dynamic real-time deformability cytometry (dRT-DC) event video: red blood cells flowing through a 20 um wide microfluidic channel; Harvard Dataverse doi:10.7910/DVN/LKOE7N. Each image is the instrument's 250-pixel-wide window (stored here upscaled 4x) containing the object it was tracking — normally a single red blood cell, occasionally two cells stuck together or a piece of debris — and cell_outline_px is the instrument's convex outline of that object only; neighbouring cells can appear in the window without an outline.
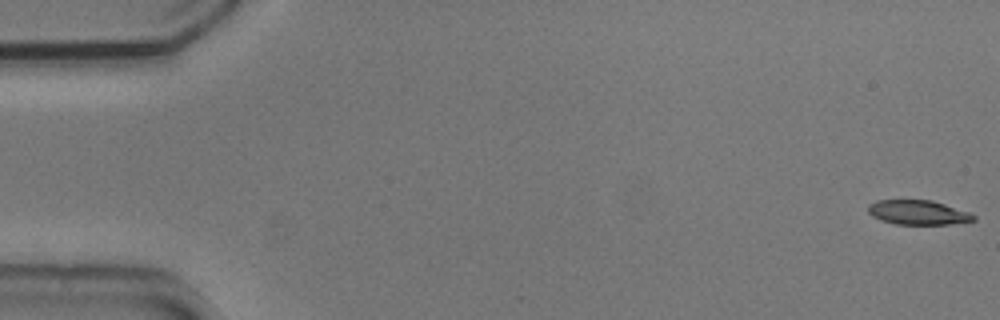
{"species": "common noctule bat (a hibernating species)", "species_latin": "Nyctalus noctula", "temperature_condition": "cold", "stored_images_in_passage": 9, "camera_frame_rate_fps": 3000, "um_per_image_px": 0.085, "animal": {"sex": "male", "body_mass_g": 20.5, "forearm_length_mm": 52.5}, "frame": {"image": 1, "passage_image": 1, "time_ms": 0.0, "image_size_px": [1000, 320], "cell_outline_px": [[976, 220], [948, 224], [896, 224], [880, 220], [872, 216], [868, 212], [868, 204], [876, 200], [932, 200], [968, 212], [976, 216]], "centroid_in_image_um": [77.99, 18.05], "position_along_channel_um": 7.0, "area_um2": 14.97}}